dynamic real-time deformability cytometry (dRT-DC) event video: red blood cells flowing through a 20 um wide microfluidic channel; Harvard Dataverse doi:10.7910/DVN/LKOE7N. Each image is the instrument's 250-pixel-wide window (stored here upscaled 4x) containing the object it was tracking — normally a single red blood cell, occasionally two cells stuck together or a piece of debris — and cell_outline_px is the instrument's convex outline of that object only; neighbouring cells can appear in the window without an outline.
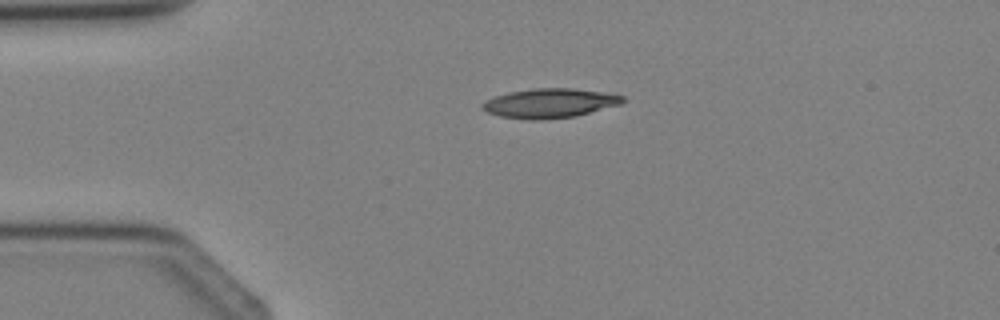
{"species": "Egyptian fruit bat (a non-hibernating species)", "species_latin": "Rousettus aegyptiacus", "temperature_condition": "cold", "stored_images_in_passage": 3, "camera_frame_rate_fps": 3000, "um_per_image_px": 0.085, "animal": {"sex": "female"}, "frame": {"image": 1, "passage_image": 3, "time_ms": 2.333, "image_size_px": [1000, 320], "cell_outline_px": [[628, 100], [620, 104], [576, 116], [544, 120], [528, 120], [500, 116], [488, 112], [480, 108], [480, 104], [496, 96], [508, 92], [532, 88], [572, 88], [600, 92], [624, 96]], "centroid_in_image_um": [46.72, 8.78], "position_along_channel_um": 38.3, "area_um2": 24.04}}